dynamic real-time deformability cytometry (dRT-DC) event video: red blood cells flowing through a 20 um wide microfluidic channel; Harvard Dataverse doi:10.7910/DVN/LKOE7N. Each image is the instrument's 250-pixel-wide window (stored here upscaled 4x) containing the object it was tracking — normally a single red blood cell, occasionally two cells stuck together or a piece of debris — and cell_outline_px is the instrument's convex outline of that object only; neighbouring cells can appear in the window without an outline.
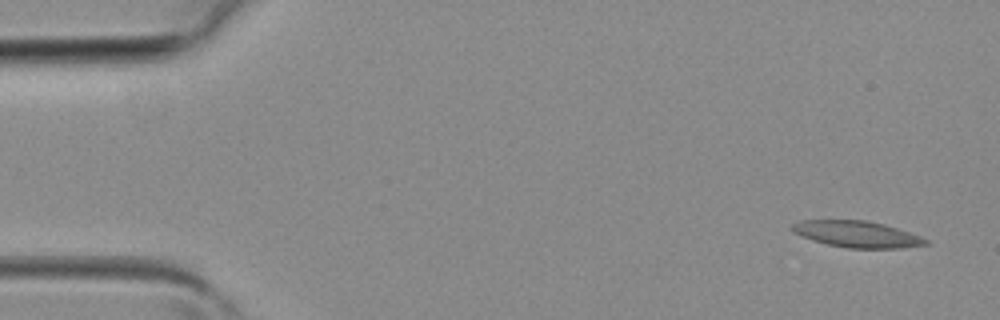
{"species": "common noctule bat (a hibernating species)", "species_latin": "Nyctalus noctula", "temperature_condition": "room temperature", "stored_images_in_passage": 2, "camera_frame_rate_fps": 3000, "um_per_image_px": 0.085, "animal": {"sex": "female", "body_mass_g": 19.3, "forearm_length_mm": 54.1}, "frame": {"image": 1, "passage_image": 2, "time_ms": 0.333, "image_size_px": [1000, 320], "cell_outline_px": [[928, 244], [900, 248], [848, 248], [828, 244], [812, 240], [792, 232], [792, 224], [800, 220], [868, 220], [884, 224], [920, 236], [928, 240]], "centroid_in_image_um": [72.82, 19.9], "position_along_channel_um": 12.2, "area_um2": 20.4}}